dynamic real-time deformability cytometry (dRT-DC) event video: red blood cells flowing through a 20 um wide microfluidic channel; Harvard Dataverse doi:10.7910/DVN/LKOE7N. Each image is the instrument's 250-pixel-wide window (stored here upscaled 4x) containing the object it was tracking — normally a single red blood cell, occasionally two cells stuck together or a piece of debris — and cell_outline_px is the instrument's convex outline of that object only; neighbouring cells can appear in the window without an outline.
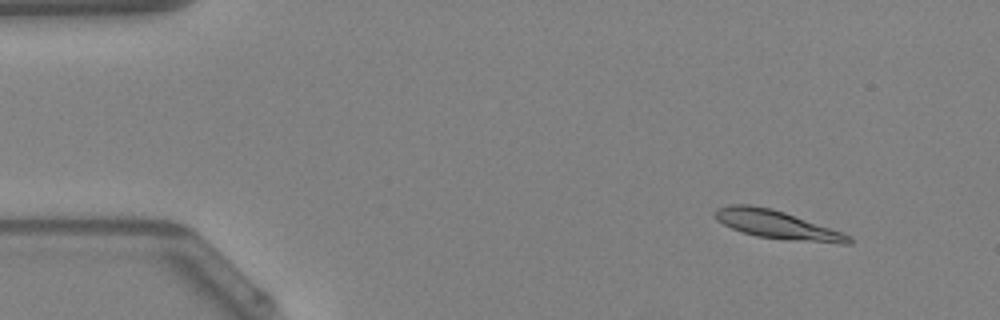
{"species": "Egyptian fruit bat (a non-hibernating species)", "species_latin": "Rousettus aegyptiacus", "temperature_condition": "warm", "stored_images_in_passage": 48, "camera_frame_rate_fps": 3000, "um_per_image_px": 0.085, "animal": {"sex": "female"}, "frame": {"image": 1, "passage_image": 5, "time_ms": 1.333, "image_size_px": [1000, 320], "cell_outline_px": [[852, 244], [840, 244], [792, 240], [756, 236], [732, 228], [716, 220], [712, 216], [712, 212], [716, 208], [728, 204], [748, 204], [772, 208], [844, 232], [852, 236]], "centroid_in_image_um": [66.05, 19.09], "position_along_channel_um": 19.0, "area_um2": 22.31}}
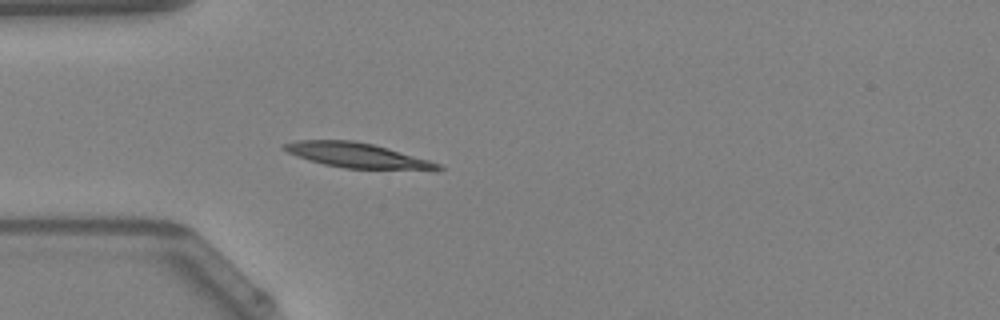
{"frame": {"image": 2, "passage_image": 14, "time_ms": 4.333, "image_size_px": [1000, 320], "cell_outline_px": [[444, 168], [436, 172], [344, 168], [324, 164], [308, 160], [296, 156], [280, 148], [280, 144], [296, 140], [352, 140], [372, 144], [388, 148], [428, 160], [440, 164]], "centroid_in_image_um": [30.43, 13.24], "position_along_channel_um": 54.6, "area_um2": 23.0}}
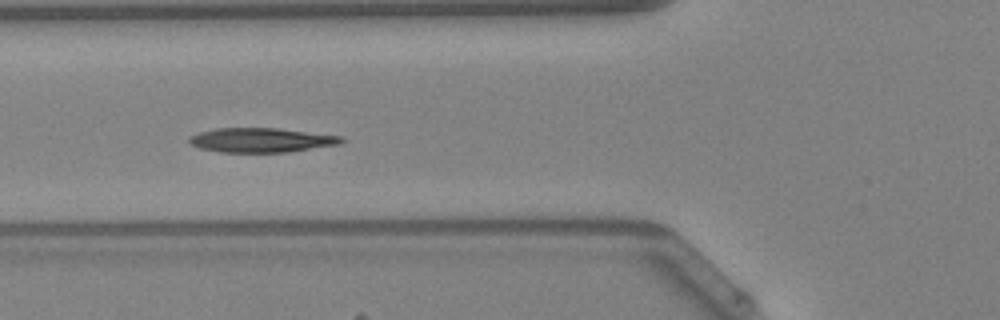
{"frame": {"image": 3, "passage_image": 18, "time_ms": 5.667, "image_size_px": [1000, 320], "cell_outline_px": [[344, 140], [340, 144], [288, 152], [220, 152], [200, 148], [192, 144], [188, 140], [188, 136], [200, 132], [216, 128], [276, 128], [344, 136]], "centroid_in_image_um": [22.21, 11.9], "position_along_channel_um": 103.6, "area_um2": 21.62}, "authors_computed_cell_mechanics": {"area_um2": 21.6172, "velocity_mm_per_s": 4.2081, "shape_relaxation_time_tau1_ms": 4.2784, "shape_relaxation_time_tau2_ms": null, "deformation_change_tau1": 0.1489, "deformation_change_tau2": null}}